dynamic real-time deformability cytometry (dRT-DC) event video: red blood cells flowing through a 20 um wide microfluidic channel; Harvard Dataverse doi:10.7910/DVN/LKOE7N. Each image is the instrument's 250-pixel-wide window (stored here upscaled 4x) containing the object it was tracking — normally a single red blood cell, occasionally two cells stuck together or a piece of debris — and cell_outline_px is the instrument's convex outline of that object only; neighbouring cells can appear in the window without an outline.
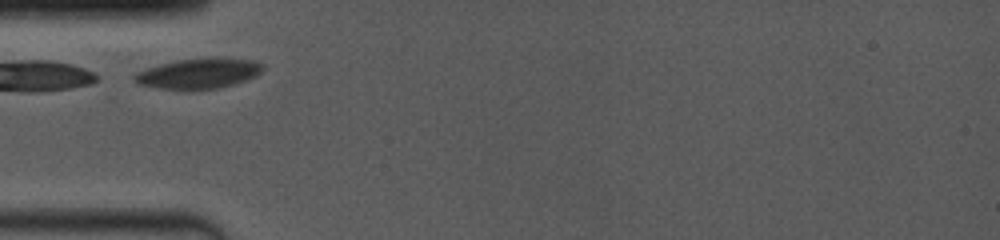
{"species": "common noctule bat (a hibernating species)", "species_latin": "Nyctalus noctula", "temperature_condition": "room temperature", "stored_images_in_passage": 29, "camera_frame_rate_fps": 4000, "um_per_image_px": 0.085, "animal": {"sex": "female", "body_mass_g": 19.0, "forearm_length_mm": 53.3}, "frame": {"image": 1, "passage_image": 1, "time_ms": 0.0, "image_size_px": [1000, 240], "cell_outline_px": [[264, 68], [256, 76], [232, 84], [216, 88], [160, 88], [140, 84], [132, 80], [132, 76], [136, 72], [160, 64], [176, 60], [252, 60], [264, 64]], "centroid_in_image_um": [16.83, 6.26], "position_along_channel_um": 68.2, "area_um2": 21.33}}
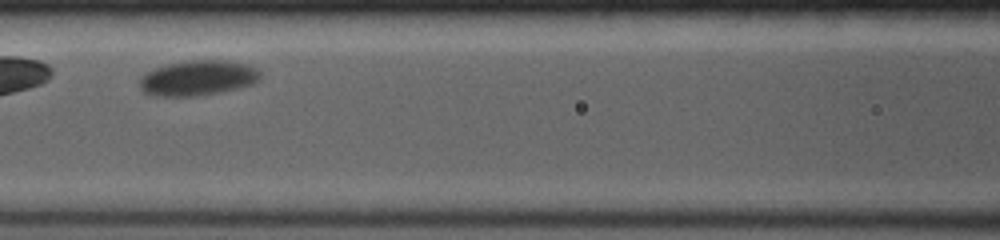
{"frame": {"image": 2, "passage_image": 12, "time_ms": 2.25, "image_size_px": [1000, 240], "cell_outline_px": [[260, 80], [252, 84], [220, 92], [196, 96], [156, 96], [144, 92], [140, 88], [140, 76], [156, 68], [168, 64], [192, 60], [224, 60], [244, 64], [256, 68], [260, 72]], "centroid_in_image_um": [16.81, 6.63], "position_along_channel_um": 149.8, "area_um2": 24.51}}